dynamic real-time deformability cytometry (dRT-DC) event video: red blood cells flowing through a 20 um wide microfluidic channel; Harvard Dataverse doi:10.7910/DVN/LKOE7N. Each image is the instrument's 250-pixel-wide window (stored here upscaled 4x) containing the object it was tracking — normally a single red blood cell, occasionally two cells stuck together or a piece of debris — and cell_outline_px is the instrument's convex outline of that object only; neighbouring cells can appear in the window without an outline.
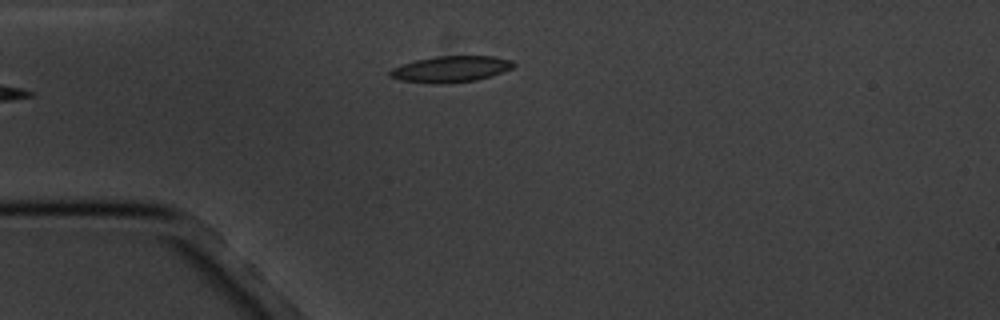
{"species": "common noctule bat (a hibernating species)", "species_latin": "Nyctalus noctula", "temperature_condition": "cold", "stored_images_in_passage": 4, "camera_frame_rate_fps": 3000, "um_per_image_px": 0.085, "animal": {"sex": "male", "body_mass_g": 20.1, "forearm_length_mm": 53.5}, "frame": {"image": 1, "passage_image": 4, "time_ms": 3.667, "image_size_px": [1000, 320], "cell_outline_px": [[516, 64], [512, 68], [492, 76], [476, 80], [440, 84], [432, 84], [400, 80], [388, 76], [388, 72], [392, 68], [400, 64], [416, 60], [436, 56], [492, 56], [512, 60]], "centroid_in_image_um": [38.29, 5.87], "position_along_channel_um": 46.7, "area_um2": 19.02}}